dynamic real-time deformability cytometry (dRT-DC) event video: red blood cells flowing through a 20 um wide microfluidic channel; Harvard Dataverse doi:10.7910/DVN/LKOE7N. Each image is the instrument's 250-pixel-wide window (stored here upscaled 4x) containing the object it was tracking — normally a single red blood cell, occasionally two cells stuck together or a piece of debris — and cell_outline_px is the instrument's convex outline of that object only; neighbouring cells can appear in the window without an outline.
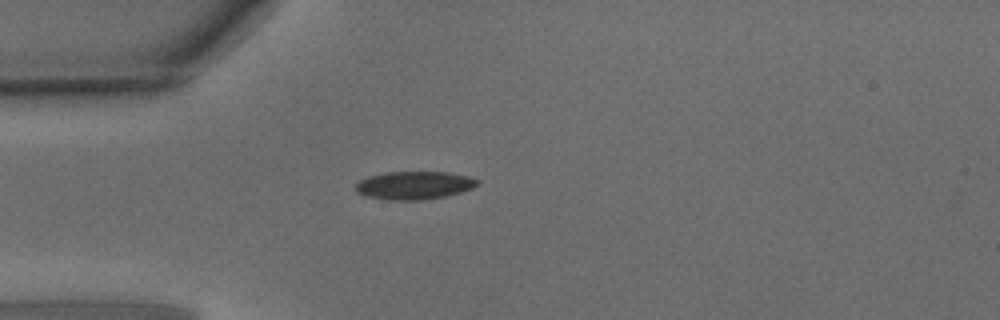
{"species": "common noctule bat (a hibernating species)", "species_latin": "Nyctalus noctula", "temperature_condition": "warm", "stored_images_in_passage": 23, "camera_frame_rate_fps": 3000, "um_per_image_px": 0.085, "animal": {"sex": "male", "body_mass_g": 15.6}, "frame": {"image": 1, "passage_image": 1, "time_ms": 0.0, "image_size_px": [1000, 320], "cell_outline_px": [[480, 180], [472, 188], [460, 192], [444, 196], [420, 200], [388, 200], [368, 196], [356, 192], [356, 184], [360, 180], [368, 176], [388, 172], [448, 172], [468, 176]], "centroid_in_image_um": [35.2, 15.75], "position_along_channel_um": 49.8, "area_um2": 19.71}}
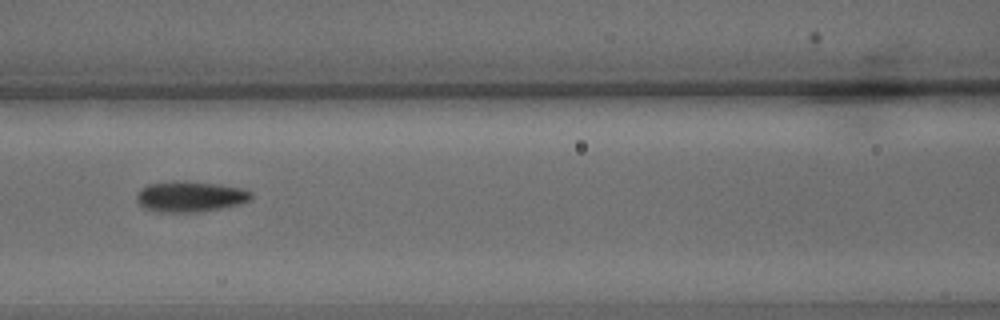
{"frame": {"image": 2, "passage_image": 9, "time_ms": 2.667, "image_size_px": [1000, 320], "cell_outline_px": [[252, 196], [248, 200], [240, 204], [220, 208], [196, 212], [160, 212], [144, 208], [136, 200], [136, 196], [140, 188], [148, 184], [176, 180], [216, 184], [240, 188], [252, 192]], "centroid_in_image_um": [16.11, 16.7], "position_along_channel_um": 150.5, "area_um2": 20.35}}
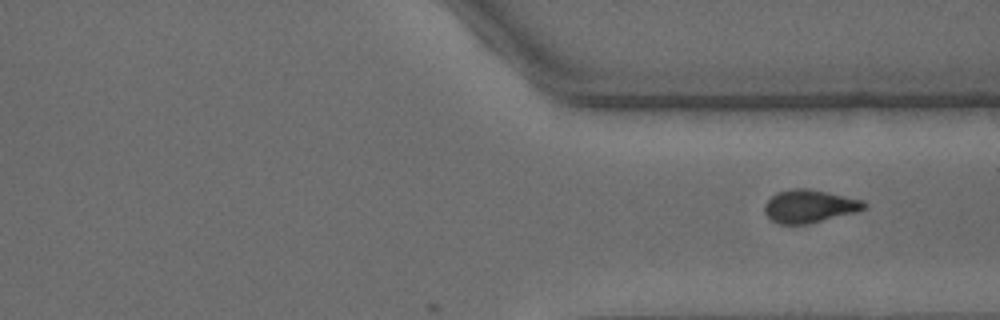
{"frame": {"image": 3, "passage_image": 23, "time_ms": 7.333, "image_size_px": [1000, 320], "cell_outline_px": [[868, 208], [856, 212], [808, 224], [776, 224], [764, 212], [764, 204], [776, 192], [792, 188], [808, 188], [828, 192], [864, 200], [868, 204]], "centroid_in_image_um": [68.82, 17.52], "position_along_channel_um": 342.6, "area_um2": 19.36}}